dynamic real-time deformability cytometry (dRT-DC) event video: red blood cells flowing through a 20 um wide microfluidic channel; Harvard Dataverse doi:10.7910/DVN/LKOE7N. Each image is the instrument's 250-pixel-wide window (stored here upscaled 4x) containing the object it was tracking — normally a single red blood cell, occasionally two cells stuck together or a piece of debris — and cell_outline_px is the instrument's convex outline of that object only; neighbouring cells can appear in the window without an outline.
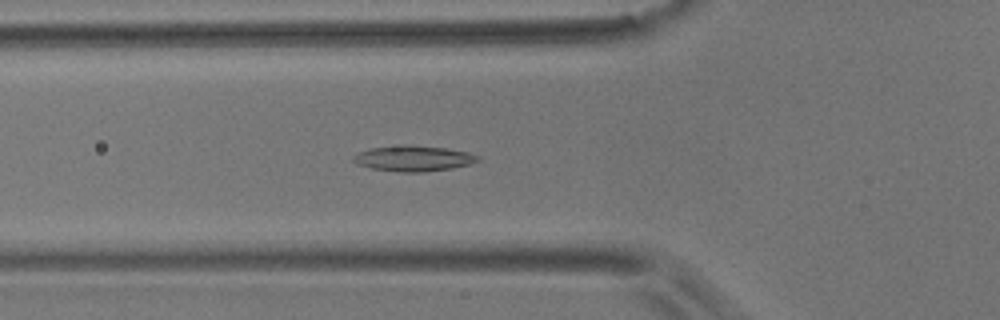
{"species": "common noctule bat (a hibernating species)", "species_latin": "Nyctalus noctula", "temperature_condition": "room temperature", "stored_images_in_passage": 53, "camera_frame_rate_fps": 3000, "um_per_image_px": 0.085, "animal": {"sex": "male", "body_mass_g": 17.9}, "frame": {"image": 1, "passage_image": 17, "time_ms": 5.333, "image_size_px": [1000, 320], "cell_outline_px": [[480, 160], [468, 164], [452, 168], [424, 172], [400, 172], [372, 168], [356, 164], [352, 160], [352, 156], [356, 152], [372, 148], [404, 144], [448, 148], [468, 152], [480, 156]], "centroid_in_image_um": [35.12, 13.46], "position_along_channel_um": 90.7, "area_um2": 18.73}}
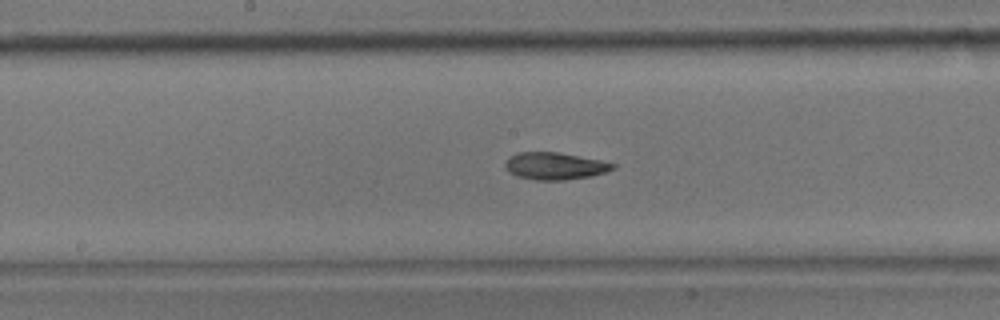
{"frame": {"image": 2, "passage_image": 26, "time_ms": 8.333, "image_size_px": [1000, 320], "cell_outline_px": [[616, 168], [592, 176], [564, 180], [536, 180], [516, 176], [508, 172], [504, 168], [504, 164], [508, 156], [516, 152], [556, 152], [600, 160], [616, 164]], "centroid_in_image_um": [47.11, 14.11], "position_along_channel_um": 201.1, "area_um2": 17.17}}
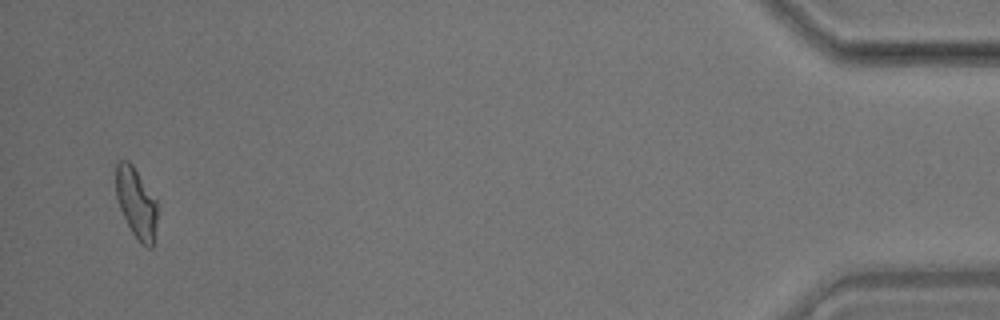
{"frame": {"image": 3, "passage_image": 51, "time_ms": 16.667, "image_size_px": [1000, 320], "cell_outline_px": [[156, 224], [152, 248], [148, 248], [140, 244], [132, 232], [120, 208], [116, 196], [116, 160], [128, 160], [132, 164], [156, 200]], "centroid_in_image_um": [11.56, 17.24], "position_along_channel_um": 423.6, "area_um2": 16.76}, "authors_computed_cell_mechanics": {"area_um2": 17.5712, "velocity_mm_per_s": 3.6519, "shape_relaxation_time_tau1_ms": 11.3982, "shape_relaxation_time_tau2_ms": 3.2828, "deformation_change_tau1": 0.2318, "deformation_change_tau2": 0.1039}}